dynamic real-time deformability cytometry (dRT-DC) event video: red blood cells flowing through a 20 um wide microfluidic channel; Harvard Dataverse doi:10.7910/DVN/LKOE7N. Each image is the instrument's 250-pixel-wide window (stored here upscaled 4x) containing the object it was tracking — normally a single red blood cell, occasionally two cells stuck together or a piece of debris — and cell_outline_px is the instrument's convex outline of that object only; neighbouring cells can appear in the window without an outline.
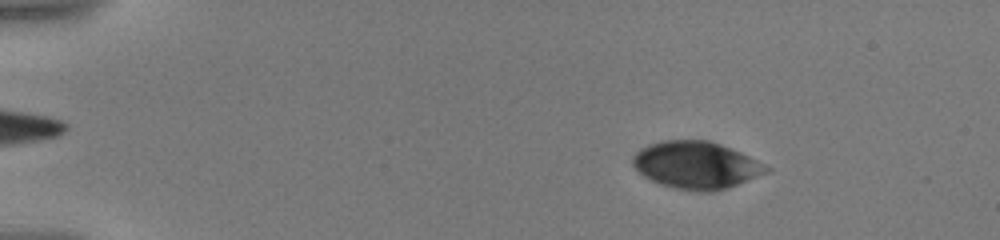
{"species": "human", "species_latin": "Homo sapiens", "temperature_condition": "warm", "stored_images_in_passage": 25, "camera_frame_rate_fps": 3000, "um_per_image_px": 0.085, "donor": {"sex": "male"}, "frame": {"image": 1, "passage_image": 7, "time_ms": 2.333, "image_size_px": [1000, 240], "cell_outline_px": [[772, 168], [768, 172], [728, 188], [716, 192], [696, 192], [676, 188], [660, 184], [644, 176], [632, 164], [632, 156], [640, 148], [648, 144], [664, 140], [708, 140], [720, 144], [740, 152]], "centroid_in_image_um": [59.17, 14.04], "position_along_channel_um": 25.8, "area_um2": 36.82}}
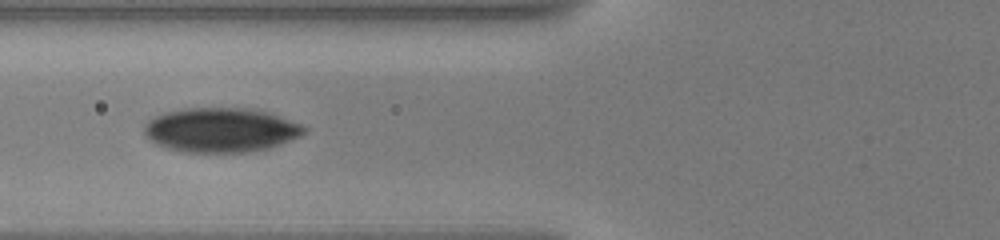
{"frame": {"image": 2, "passage_image": 20, "time_ms": 7.333, "image_size_px": [1000, 240], "cell_outline_px": [[308, 132], [300, 136], [280, 144], [268, 148], [248, 152], [180, 152], [168, 148], [152, 140], [144, 132], [144, 128], [148, 120], [164, 112], [180, 108], [260, 108], [300, 124], [308, 128]], "centroid_in_image_um": [18.82, 11.03], "position_along_channel_um": 107.0, "area_um2": 41.56}}
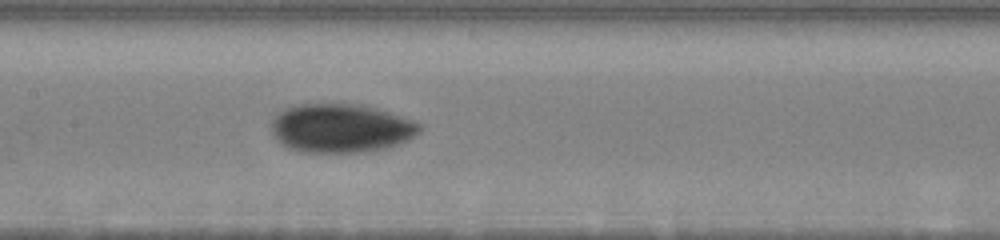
{"frame": {"image": 3, "passage_image": 25, "time_ms": 9.333, "image_size_px": [1000, 240], "cell_outline_px": [[420, 132], [388, 148], [360, 152], [300, 152], [288, 148], [280, 144], [272, 132], [272, 120], [276, 112], [284, 108], [296, 104], [340, 100], [364, 104], [412, 120], [420, 124]], "centroid_in_image_um": [28.89, 10.84], "position_along_channel_um": 178.5, "area_um2": 43.12}}